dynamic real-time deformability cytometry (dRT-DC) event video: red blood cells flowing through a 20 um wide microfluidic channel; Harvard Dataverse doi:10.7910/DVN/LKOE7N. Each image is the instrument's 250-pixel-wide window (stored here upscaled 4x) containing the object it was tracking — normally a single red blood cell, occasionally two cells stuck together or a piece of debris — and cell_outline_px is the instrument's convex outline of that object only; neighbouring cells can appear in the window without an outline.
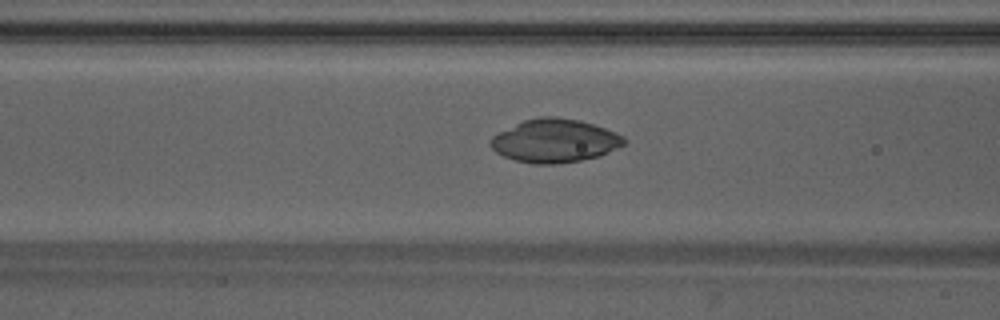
{"species": "Egyptian fruit bat (a non-hibernating species)", "species_latin": "Rousettus aegyptiacus", "temperature_condition": "warm", "stored_images_in_passage": 48, "camera_frame_rate_fps": 3000, "um_per_image_px": 0.085, "animal": {"sex": "male"}, "frame": {"image": 1, "passage_image": 20, "time_ms": 6.333, "image_size_px": [1000, 320], "cell_outline_px": [[628, 140], [624, 144], [600, 156], [580, 160], [556, 164], [532, 164], [516, 160], [504, 156], [496, 152], [488, 144], [492, 136], [524, 120], [540, 116], [556, 116], [580, 120], [616, 132], [624, 136]], "centroid_in_image_um": [47.16, 11.96], "position_along_channel_um": 119.4, "area_um2": 33.7}}
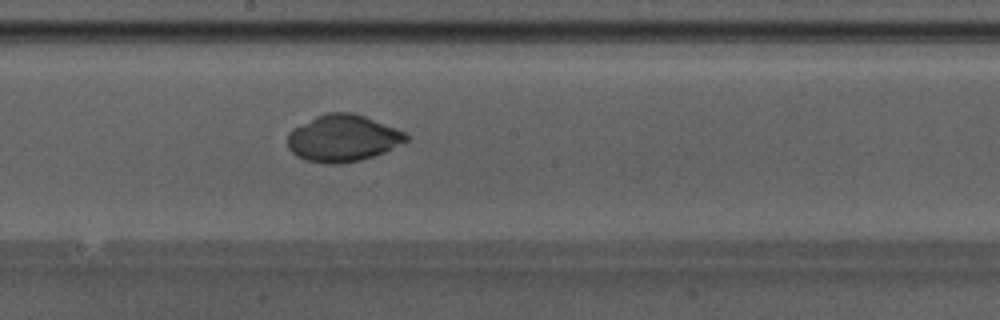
{"frame": {"image": 2, "passage_image": 27, "time_ms": 8.667, "image_size_px": [1000, 320], "cell_outline_px": [[408, 140], [384, 152], [360, 160], [340, 164], [328, 164], [304, 160], [296, 156], [288, 148], [288, 132], [292, 128], [316, 116], [328, 112], [352, 112], [364, 116], [396, 128], [404, 132], [408, 136]], "centroid_in_image_um": [29.1, 11.75], "position_along_channel_um": 219.1, "area_um2": 32.31}}
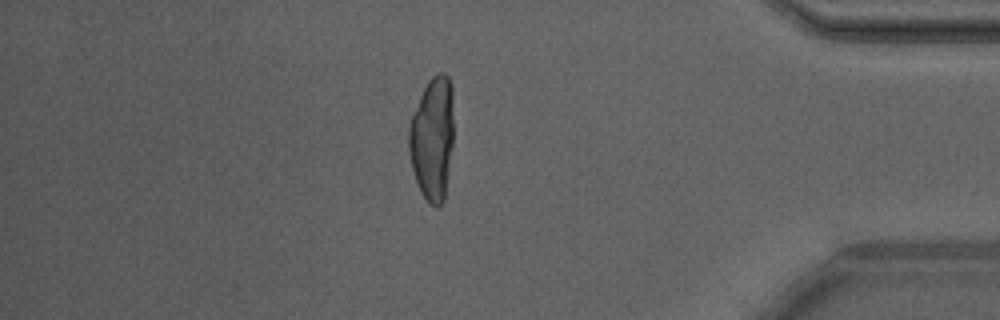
{"frame": {"image": 3, "passage_image": 42, "time_ms": 13.667, "image_size_px": [1000, 320], "cell_outline_px": [[452, 148], [444, 200], [440, 208], [436, 208], [428, 204], [420, 192], [412, 168], [408, 148], [408, 128], [412, 116], [420, 96], [428, 80], [436, 72], [444, 72], [448, 76], [452, 84]], "centroid_in_image_um": [36.75, 11.79], "position_along_channel_um": 398.5, "area_um2": 32.54}}